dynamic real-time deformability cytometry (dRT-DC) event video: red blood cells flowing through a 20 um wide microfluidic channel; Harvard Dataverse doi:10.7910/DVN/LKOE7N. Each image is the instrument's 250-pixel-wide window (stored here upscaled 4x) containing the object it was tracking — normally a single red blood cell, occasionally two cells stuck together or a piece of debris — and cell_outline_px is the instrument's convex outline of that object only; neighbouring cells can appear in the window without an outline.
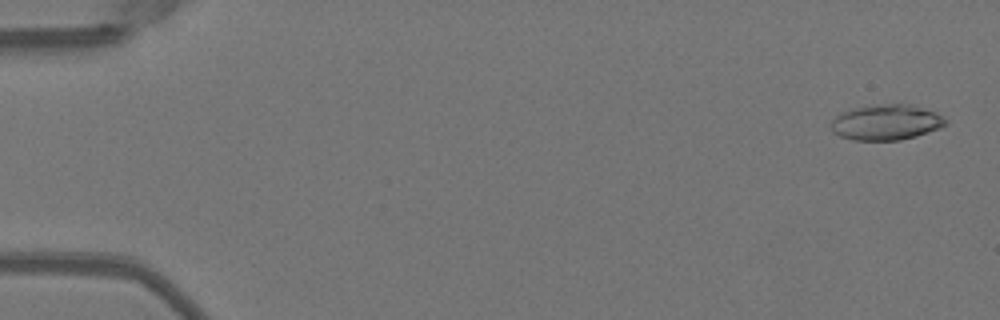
{"species": "Egyptian fruit bat (a non-hibernating species)", "species_latin": "Rousettus aegyptiacus", "temperature_condition": "warm", "stored_images_in_passage": 9, "camera_frame_rate_fps": 3000, "um_per_image_px": 0.085, "animal": {"sex": "female"}, "frame": {"image": 1, "passage_image": 2, "time_ms": 0.333, "image_size_px": [1000, 320], "cell_outline_px": [[948, 124], [940, 128], [916, 136], [900, 140], [852, 140], [840, 136], [832, 132], [832, 120], [840, 112], [852, 108], [880, 104], [912, 104], [936, 112], [944, 116], [948, 120]], "centroid_in_image_um": [75.36, 10.39], "position_along_channel_um": 9.6, "area_um2": 23.93}}